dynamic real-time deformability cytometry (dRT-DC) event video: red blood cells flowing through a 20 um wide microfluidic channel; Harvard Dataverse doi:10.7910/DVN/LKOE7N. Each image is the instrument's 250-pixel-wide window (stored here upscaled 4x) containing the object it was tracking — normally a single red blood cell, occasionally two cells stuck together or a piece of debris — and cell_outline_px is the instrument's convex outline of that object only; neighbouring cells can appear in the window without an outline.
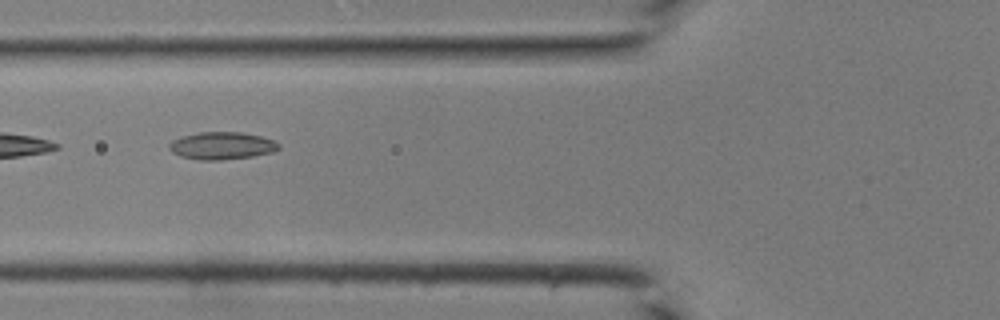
{"species": "common noctule bat (a hibernating species)", "species_latin": "Nyctalus noctula", "temperature_condition": "room temperature", "stored_images_in_passage": 8, "camera_frame_rate_fps": 3000, "um_per_image_px": 0.085, "animal": {"sex": "male", "body_mass_g": 19.0, "forearm_length_mm": 50.8}, "frame": {"image": 1, "passage_image": 3, "time_ms": 0.667, "image_size_px": [1000, 320], "cell_outline_px": [[280, 148], [272, 152], [252, 156], [220, 160], [200, 160], [180, 156], [172, 152], [168, 148], [168, 144], [172, 140], [180, 136], [200, 132], [240, 132], [260, 136], [272, 140], [280, 144]], "centroid_in_image_um": [18.81, 12.38], "position_along_channel_um": 107.0, "area_um2": 17.51}}
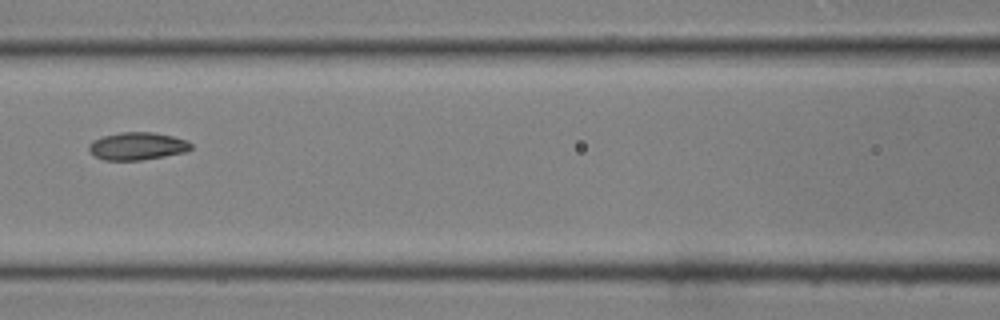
{"frame": {"image": 2, "passage_image": 6, "time_ms": 1.667, "image_size_px": [1000, 320], "cell_outline_px": [[192, 148], [184, 152], [164, 156], [140, 160], [104, 160], [96, 156], [88, 148], [88, 144], [92, 140], [104, 136], [120, 132], [152, 132], [172, 136], [188, 140], [192, 144]], "centroid_in_image_um": [11.68, 12.41], "position_along_channel_um": 154.9, "area_um2": 16.36}}